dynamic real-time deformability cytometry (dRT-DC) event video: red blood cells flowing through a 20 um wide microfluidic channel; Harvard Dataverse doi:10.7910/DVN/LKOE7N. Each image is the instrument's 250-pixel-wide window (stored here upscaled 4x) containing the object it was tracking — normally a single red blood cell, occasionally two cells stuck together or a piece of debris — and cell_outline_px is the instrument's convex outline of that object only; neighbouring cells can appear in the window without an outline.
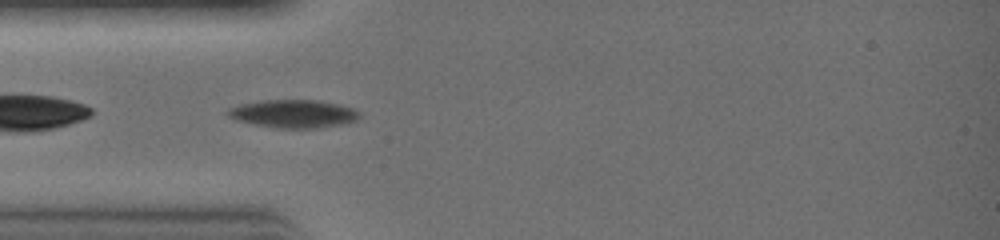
{"species": "common noctule bat (a hibernating species)", "species_latin": "Nyctalus noctula", "temperature_condition": "warm", "stored_images_in_passage": 22, "camera_frame_rate_fps": 3000, "um_per_image_px": 0.085, "animal": {"sex": "female", "body_mass_g": 19.0, "forearm_length_mm": 51.5}, "frame": {"image": 1, "passage_image": 8, "time_ms": 2.333, "image_size_px": [1000, 240], "cell_outline_px": [[360, 116], [356, 120], [340, 124], [316, 128], [276, 128], [236, 120], [228, 116], [224, 112], [228, 108], [240, 104], [264, 100], [316, 100], [336, 104], [352, 108], [360, 112]], "centroid_in_image_um": [24.89, 9.66], "position_along_channel_um": 60.1, "area_um2": 21.33}}
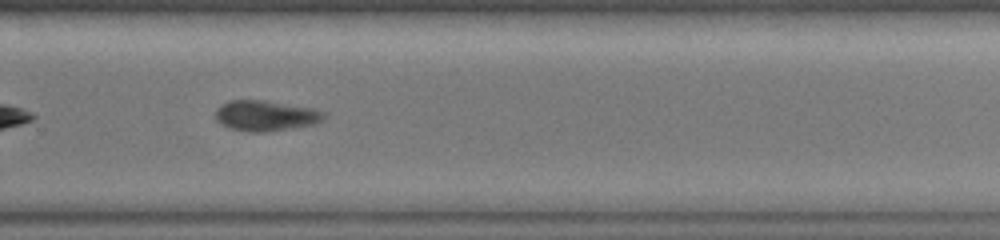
{"frame": {"image": 2, "passage_image": 20, "time_ms": 6.333, "image_size_px": [1000, 240], "cell_outline_px": [[328, 116], [324, 120], [316, 124], [264, 132], [248, 132], [228, 128], [220, 124], [216, 120], [216, 108], [220, 104], [228, 100], [264, 100], [312, 108], [328, 112]], "centroid_in_image_um": [22.6, 9.83], "position_along_channel_um": 307.2, "area_um2": 19.65}}